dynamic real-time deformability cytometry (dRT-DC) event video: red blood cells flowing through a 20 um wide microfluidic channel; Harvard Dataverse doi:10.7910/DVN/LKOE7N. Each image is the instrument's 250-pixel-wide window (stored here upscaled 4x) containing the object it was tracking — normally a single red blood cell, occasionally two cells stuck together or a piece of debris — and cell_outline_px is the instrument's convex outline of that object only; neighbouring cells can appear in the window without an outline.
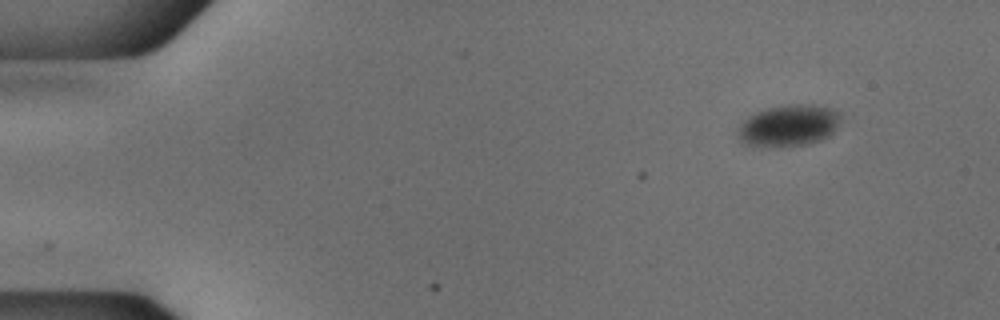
{"species": "common noctule bat (a hibernating species)", "species_latin": "Nyctalus noctula", "temperature_condition": "cold", "stored_images_in_passage": 49, "camera_frame_rate_fps": 3000, "um_per_image_px": 0.085, "animal": {"sex": "male", "body_mass_g": 18.8}, "frame": {"image": 1, "passage_image": 1, "time_ms": 0.0, "image_size_px": [1000, 320], "cell_outline_px": [[840, 120], [836, 128], [828, 136], [820, 140], [804, 144], [768, 148], [744, 144], [736, 136], [736, 128], [748, 116], [764, 108], [788, 104], [812, 104], [828, 108], [836, 112], [840, 116]], "centroid_in_image_um": [66.95, 10.68], "position_along_channel_um": 18.1, "area_um2": 25.14}}
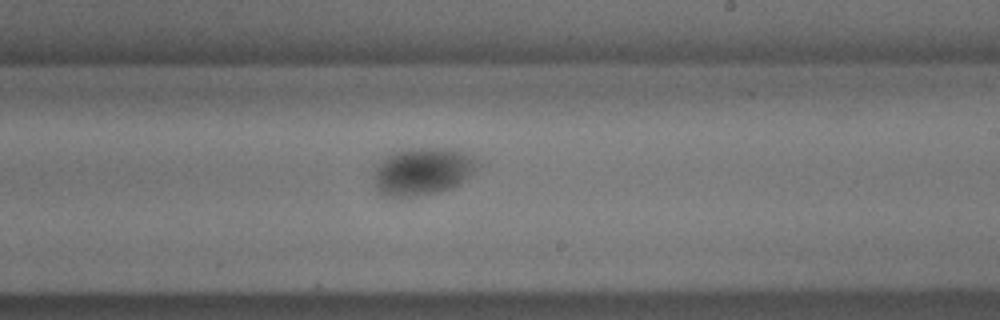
{"frame": {"image": 2, "passage_image": 28, "time_ms": 9.0, "image_size_px": [1000, 320], "cell_outline_px": [[480, 164], [460, 184], [452, 188], [440, 192], [416, 196], [380, 196], [376, 192], [376, 164], [392, 152], [408, 148], [448, 148], [472, 156]], "centroid_in_image_um": [35.9, 14.57], "position_along_channel_um": 253.1, "area_um2": 28.61}}
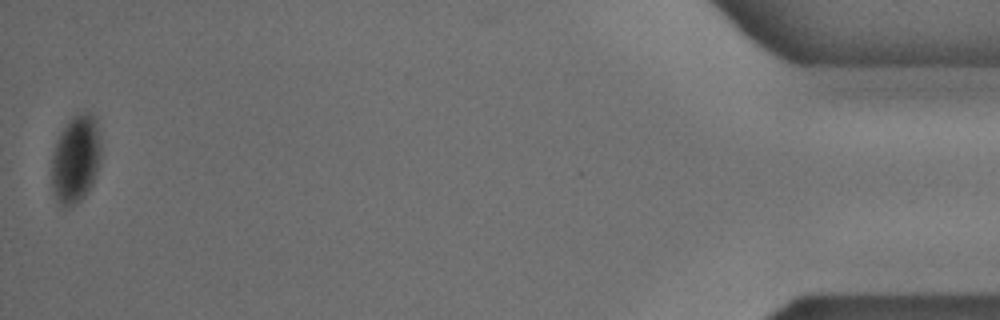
{"frame": {"image": 3, "passage_image": 49, "time_ms": 16.0, "image_size_px": [1000, 320], "cell_outline_px": [[100, 164], [92, 184], [84, 196], [80, 200], [68, 208], [60, 208], [52, 192], [52, 152], [56, 140], [60, 132], [68, 120], [76, 112], [92, 112], [96, 116], [100, 136]], "centroid_in_image_um": [6.43, 13.5], "position_along_channel_um": 428.8, "area_um2": 26.01}}